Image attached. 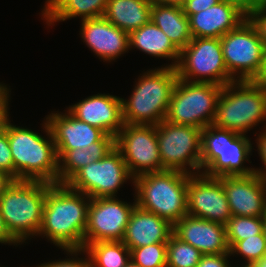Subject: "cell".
<instances>
[{"instance_id": "60d3db41", "label": "cell", "mask_w": 266, "mask_h": 267, "mask_svg": "<svg viewBox=\"0 0 266 267\" xmlns=\"http://www.w3.org/2000/svg\"><path fill=\"white\" fill-rule=\"evenodd\" d=\"M0 243L8 244H18L8 233L5 228L1 213H0Z\"/></svg>"}, {"instance_id": "277c9868", "label": "cell", "mask_w": 266, "mask_h": 267, "mask_svg": "<svg viewBox=\"0 0 266 267\" xmlns=\"http://www.w3.org/2000/svg\"><path fill=\"white\" fill-rule=\"evenodd\" d=\"M51 185L44 181L14 180L0 197L5 228L17 243L38 235L46 193Z\"/></svg>"}, {"instance_id": "1f68e13d", "label": "cell", "mask_w": 266, "mask_h": 267, "mask_svg": "<svg viewBox=\"0 0 266 267\" xmlns=\"http://www.w3.org/2000/svg\"><path fill=\"white\" fill-rule=\"evenodd\" d=\"M167 243L130 249V259L141 267H166Z\"/></svg>"}, {"instance_id": "836d02e7", "label": "cell", "mask_w": 266, "mask_h": 267, "mask_svg": "<svg viewBox=\"0 0 266 267\" xmlns=\"http://www.w3.org/2000/svg\"><path fill=\"white\" fill-rule=\"evenodd\" d=\"M247 18L255 26L266 48V10H249Z\"/></svg>"}, {"instance_id": "e575fe53", "label": "cell", "mask_w": 266, "mask_h": 267, "mask_svg": "<svg viewBox=\"0 0 266 267\" xmlns=\"http://www.w3.org/2000/svg\"><path fill=\"white\" fill-rule=\"evenodd\" d=\"M230 253L224 254H203L196 267H231L227 258Z\"/></svg>"}, {"instance_id": "9a60e30c", "label": "cell", "mask_w": 266, "mask_h": 267, "mask_svg": "<svg viewBox=\"0 0 266 267\" xmlns=\"http://www.w3.org/2000/svg\"><path fill=\"white\" fill-rule=\"evenodd\" d=\"M187 214L226 225L232 217L222 177L190 175L187 183Z\"/></svg>"}, {"instance_id": "4316f807", "label": "cell", "mask_w": 266, "mask_h": 267, "mask_svg": "<svg viewBox=\"0 0 266 267\" xmlns=\"http://www.w3.org/2000/svg\"><path fill=\"white\" fill-rule=\"evenodd\" d=\"M108 0H47L42 11L47 24L81 17L82 20L104 16Z\"/></svg>"}, {"instance_id": "f1b7e54d", "label": "cell", "mask_w": 266, "mask_h": 267, "mask_svg": "<svg viewBox=\"0 0 266 267\" xmlns=\"http://www.w3.org/2000/svg\"><path fill=\"white\" fill-rule=\"evenodd\" d=\"M203 254L174 233L168 239L166 267H196Z\"/></svg>"}, {"instance_id": "4dcf8cb0", "label": "cell", "mask_w": 266, "mask_h": 267, "mask_svg": "<svg viewBox=\"0 0 266 267\" xmlns=\"http://www.w3.org/2000/svg\"><path fill=\"white\" fill-rule=\"evenodd\" d=\"M230 255L240 254L247 263L242 267H250L253 263L266 257V239L264 232L241 241H236L229 248Z\"/></svg>"}, {"instance_id": "d4e9b609", "label": "cell", "mask_w": 266, "mask_h": 267, "mask_svg": "<svg viewBox=\"0 0 266 267\" xmlns=\"http://www.w3.org/2000/svg\"><path fill=\"white\" fill-rule=\"evenodd\" d=\"M151 21L168 36L179 51L192 40L189 17L180 6L152 2Z\"/></svg>"}, {"instance_id": "6da1fadb", "label": "cell", "mask_w": 266, "mask_h": 267, "mask_svg": "<svg viewBox=\"0 0 266 267\" xmlns=\"http://www.w3.org/2000/svg\"><path fill=\"white\" fill-rule=\"evenodd\" d=\"M90 200L66 184H52L46 193L38 235L62 249L84 248Z\"/></svg>"}, {"instance_id": "7dc6e473", "label": "cell", "mask_w": 266, "mask_h": 267, "mask_svg": "<svg viewBox=\"0 0 266 267\" xmlns=\"http://www.w3.org/2000/svg\"><path fill=\"white\" fill-rule=\"evenodd\" d=\"M124 267H141L140 265L134 263L131 259L128 261V263Z\"/></svg>"}, {"instance_id": "8992f818", "label": "cell", "mask_w": 266, "mask_h": 267, "mask_svg": "<svg viewBox=\"0 0 266 267\" xmlns=\"http://www.w3.org/2000/svg\"><path fill=\"white\" fill-rule=\"evenodd\" d=\"M232 130L215 127L202 129L201 169L208 177L248 176L254 168L244 167L252 151L250 139Z\"/></svg>"}, {"instance_id": "bcb514c9", "label": "cell", "mask_w": 266, "mask_h": 267, "mask_svg": "<svg viewBox=\"0 0 266 267\" xmlns=\"http://www.w3.org/2000/svg\"><path fill=\"white\" fill-rule=\"evenodd\" d=\"M250 267H266V257L260 259L259 261L253 263Z\"/></svg>"}, {"instance_id": "d590c367", "label": "cell", "mask_w": 266, "mask_h": 267, "mask_svg": "<svg viewBox=\"0 0 266 267\" xmlns=\"http://www.w3.org/2000/svg\"><path fill=\"white\" fill-rule=\"evenodd\" d=\"M219 2L220 0H186L182 9L183 12L190 17L192 14L204 11Z\"/></svg>"}, {"instance_id": "603a6c76", "label": "cell", "mask_w": 266, "mask_h": 267, "mask_svg": "<svg viewBox=\"0 0 266 267\" xmlns=\"http://www.w3.org/2000/svg\"><path fill=\"white\" fill-rule=\"evenodd\" d=\"M114 147L115 137L105 134L98 142L90 144L87 148L56 150L58 157V183L65 184L79 169L101 160Z\"/></svg>"}, {"instance_id": "7bdbcfd3", "label": "cell", "mask_w": 266, "mask_h": 267, "mask_svg": "<svg viewBox=\"0 0 266 267\" xmlns=\"http://www.w3.org/2000/svg\"><path fill=\"white\" fill-rule=\"evenodd\" d=\"M239 7L246 15H248L252 0H220Z\"/></svg>"}, {"instance_id": "f35d334b", "label": "cell", "mask_w": 266, "mask_h": 267, "mask_svg": "<svg viewBox=\"0 0 266 267\" xmlns=\"http://www.w3.org/2000/svg\"><path fill=\"white\" fill-rule=\"evenodd\" d=\"M9 89L6 85L0 84V120H3L8 114Z\"/></svg>"}, {"instance_id": "f6af8a7d", "label": "cell", "mask_w": 266, "mask_h": 267, "mask_svg": "<svg viewBox=\"0 0 266 267\" xmlns=\"http://www.w3.org/2000/svg\"><path fill=\"white\" fill-rule=\"evenodd\" d=\"M250 10H266V0H252Z\"/></svg>"}, {"instance_id": "7402d4cb", "label": "cell", "mask_w": 266, "mask_h": 267, "mask_svg": "<svg viewBox=\"0 0 266 267\" xmlns=\"http://www.w3.org/2000/svg\"><path fill=\"white\" fill-rule=\"evenodd\" d=\"M173 225L156 214L136 205L131 213L122 242L135 249L154 243H167Z\"/></svg>"}, {"instance_id": "30bf717a", "label": "cell", "mask_w": 266, "mask_h": 267, "mask_svg": "<svg viewBox=\"0 0 266 267\" xmlns=\"http://www.w3.org/2000/svg\"><path fill=\"white\" fill-rule=\"evenodd\" d=\"M157 140L162 171L175 170L190 175L202 172V129L163 120L157 125ZM187 166L197 172L188 170Z\"/></svg>"}, {"instance_id": "f546056e", "label": "cell", "mask_w": 266, "mask_h": 267, "mask_svg": "<svg viewBox=\"0 0 266 267\" xmlns=\"http://www.w3.org/2000/svg\"><path fill=\"white\" fill-rule=\"evenodd\" d=\"M263 232V217L232 216L226 224V240L230 248L236 241Z\"/></svg>"}, {"instance_id": "2e32d148", "label": "cell", "mask_w": 266, "mask_h": 267, "mask_svg": "<svg viewBox=\"0 0 266 267\" xmlns=\"http://www.w3.org/2000/svg\"><path fill=\"white\" fill-rule=\"evenodd\" d=\"M222 184L232 216L266 215V180L259 175L224 176Z\"/></svg>"}, {"instance_id": "484cf974", "label": "cell", "mask_w": 266, "mask_h": 267, "mask_svg": "<svg viewBox=\"0 0 266 267\" xmlns=\"http://www.w3.org/2000/svg\"><path fill=\"white\" fill-rule=\"evenodd\" d=\"M132 46L155 57L172 59L174 63L168 67L176 68L178 64L180 51L152 21L129 34V49Z\"/></svg>"}, {"instance_id": "b9f144b4", "label": "cell", "mask_w": 266, "mask_h": 267, "mask_svg": "<svg viewBox=\"0 0 266 267\" xmlns=\"http://www.w3.org/2000/svg\"><path fill=\"white\" fill-rule=\"evenodd\" d=\"M14 178L4 171H0V197L7 188L14 182Z\"/></svg>"}, {"instance_id": "cb8c5ba5", "label": "cell", "mask_w": 266, "mask_h": 267, "mask_svg": "<svg viewBox=\"0 0 266 267\" xmlns=\"http://www.w3.org/2000/svg\"><path fill=\"white\" fill-rule=\"evenodd\" d=\"M152 0H108L104 17L130 34L151 21Z\"/></svg>"}, {"instance_id": "e0dca14e", "label": "cell", "mask_w": 266, "mask_h": 267, "mask_svg": "<svg viewBox=\"0 0 266 267\" xmlns=\"http://www.w3.org/2000/svg\"><path fill=\"white\" fill-rule=\"evenodd\" d=\"M77 119L116 136L124 126L121 98L109 94H96L68 108Z\"/></svg>"}, {"instance_id": "83f0119b", "label": "cell", "mask_w": 266, "mask_h": 267, "mask_svg": "<svg viewBox=\"0 0 266 267\" xmlns=\"http://www.w3.org/2000/svg\"><path fill=\"white\" fill-rule=\"evenodd\" d=\"M69 255H89L91 267H124L130 260V249L122 241L89 243L82 249H63ZM78 253V254H77Z\"/></svg>"}, {"instance_id": "3957f363", "label": "cell", "mask_w": 266, "mask_h": 267, "mask_svg": "<svg viewBox=\"0 0 266 267\" xmlns=\"http://www.w3.org/2000/svg\"><path fill=\"white\" fill-rule=\"evenodd\" d=\"M177 80L176 69L168 66L144 72L129 100L121 98L124 124L158 125L165 120Z\"/></svg>"}, {"instance_id": "d6986e66", "label": "cell", "mask_w": 266, "mask_h": 267, "mask_svg": "<svg viewBox=\"0 0 266 267\" xmlns=\"http://www.w3.org/2000/svg\"><path fill=\"white\" fill-rule=\"evenodd\" d=\"M81 22L82 39L97 57L112 61L129 50V34L111 24L104 16Z\"/></svg>"}, {"instance_id": "c3c4849f", "label": "cell", "mask_w": 266, "mask_h": 267, "mask_svg": "<svg viewBox=\"0 0 266 267\" xmlns=\"http://www.w3.org/2000/svg\"><path fill=\"white\" fill-rule=\"evenodd\" d=\"M263 232L266 239V215L263 217Z\"/></svg>"}, {"instance_id": "ffe728a7", "label": "cell", "mask_w": 266, "mask_h": 267, "mask_svg": "<svg viewBox=\"0 0 266 267\" xmlns=\"http://www.w3.org/2000/svg\"><path fill=\"white\" fill-rule=\"evenodd\" d=\"M247 15L237 6L219 2L189 17L192 38H221L236 29Z\"/></svg>"}, {"instance_id": "4fadbf2b", "label": "cell", "mask_w": 266, "mask_h": 267, "mask_svg": "<svg viewBox=\"0 0 266 267\" xmlns=\"http://www.w3.org/2000/svg\"><path fill=\"white\" fill-rule=\"evenodd\" d=\"M115 147L120 151L134 178L145 173L162 171L157 125L124 124L115 136Z\"/></svg>"}, {"instance_id": "5b68a950", "label": "cell", "mask_w": 266, "mask_h": 267, "mask_svg": "<svg viewBox=\"0 0 266 267\" xmlns=\"http://www.w3.org/2000/svg\"><path fill=\"white\" fill-rule=\"evenodd\" d=\"M190 174L163 170L134 178L136 204L175 225L187 215V183Z\"/></svg>"}, {"instance_id": "74e56055", "label": "cell", "mask_w": 266, "mask_h": 267, "mask_svg": "<svg viewBox=\"0 0 266 267\" xmlns=\"http://www.w3.org/2000/svg\"><path fill=\"white\" fill-rule=\"evenodd\" d=\"M266 128V127H265ZM257 147L259 151L260 158L264 164V170L262 169H255L254 173L259 175L262 179L266 180V129L262 133L258 135L257 138Z\"/></svg>"}, {"instance_id": "ab89813d", "label": "cell", "mask_w": 266, "mask_h": 267, "mask_svg": "<svg viewBox=\"0 0 266 267\" xmlns=\"http://www.w3.org/2000/svg\"><path fill=\"white\" fill-rule=\"evenodd\" d=\"M252 81L266 87V48L264 50L261 68L257 76Z\"/></svg>"}, {"instance_id": "ac0fdd59", "label": "cell", "mask_w": 266, "mask_h": 267, "mask_svg": "<svg viewBox=\"0 0 266 267\" xmlns=\"http://www.w3.org/2000/svg\"><path fill=\"white\" fill-rule=\"evenodd\" d=\"M173 233L202 254L230 253L226 225L187 214L173 226Z\"/></svg>"}, {"instance_id": "44dd1931", "label": "cell", "mask_w": 266, "mask_h": 267, "mask_svg": "<svg viewBox=\"0 0 266 267\" xmlns=\"http://www.w3.org/2000/svg\"><path fill=\"white\" fill-rule=\"evenodd\" d=\"M56 150H73L87 148L98 142L105 133L94 126L67 113H51L46 117Z\"/></svg>"}, {"instance_id": "8fae6325", "label": "cell", "mask_w": 266, "mask_h": 267, "mask_svg": "<svg viewBox=\"0 0 266 267\" xmlns=\"http://www.w3.org/2000/svg\"><path fill=\"white\" fill-rule=\"evenodd\" d=\"M220 42L230 76L237 81L253 80L261 68L265 46L251 21L247 18Z\"/></svg>"}, {"instance_id": "7a4b0ae2", "label": "cell", "mask_w": 266, "mask_h": 267, "mask_svg": "<svg viewBox=\"0 0 266 267\" xmlns=\"http://www.w3.org/2000/svg\"><path fill=\"white\" fill-rule=\"evenodd\" d=\"M8 117L0 124L7 131L14 162V179L57 184L58 157L47 120L43 126L48 139L31 129L12 125Z\"/></svg>"}, {"instance_id": "8d00e7d4", "label": "cell", "mask_w": 266, "mask_h": 267, "mask_svg": "<svg viewBox=\"0 0 266 267\" xmlns=\"http://www.w3.org/2000/svg\"><path fill=\"white\" fill-rule=\"evenodd\" d=\"M88 258H85V260L83 258H78V259H74V258H69V259H65V260H57V261H52V262H47V263H42L41 265H39L38 267H91V261L89 258V255L87 256Z\"/></svg>"}, {"instance_id": "5bb4252c", "label": "cell", "mask_w": 266, "mask_h": 267, "mask_svg": "<svg viewBox=\"0 0 266 267\" xmlns=\"http://www.w3.org/2000/svg\"><path fill=\"white\" fill-rule=\"evenodd\" d=\"M116 197L91 198L88 207L84 248L89 243L122 241L131 213L136 206Z\"/></svg>"}, {"instance_id": "7c38bea8", "label": "cell", "mask_w": 266, "mask_h": 267, "mask_svg": "<svg viewBox=\"0 0 266 267\" xmlns=\"http://www.w3.org/2000/svg\"><path fill=\"white\" fill-rule=\"evenodd\" d=\"M130 178L134 181L120 151L114 147L101 160L79 169L65 184L90 198L115 197Z\"/></svg>"}, {"instance_id": "ee69618b", "label": "cell", "mask_w": 266, "mask_h": 267, "mask_svg": "<svg viewBox=\"0 0 266 267\" xmlns=\"http://www.w3.org/2000/svg\"><path fill=\"white\" fill-rule=\"evenodd\" d=\"M186 0H152V2L161 4V5H171V6H180L184 5Z\"/></svg>"}, {"instance_id": "9c48e42d", "label": "cell", "mask_w": 266, "mask_h": 267, "mask_svg": "<svg viewBox=\"0 0 266 267\" xmlns=\"http://www.w3.org/2000/svg\"><path fill=\"white\" fill-rule=\"evenodd\" d=\"M175 69L178 78L188 82L224 86L235 81L227 71L220 38H192L180 51Z\"/></svg>"}, {"instance_id": "d6a6232c", "label": "cell", "mask_w": 266, "mask_h": 267, "mask_svg": "<svg viewBox=\"0 0 266 267\" xmlns=\"http://www.w3.org/2000/svg\"><path fill=\"white\" fill-rule=\"evenodd\" d=\"M0 171H4L14 178V162L8 141L7 131L0 124Z\"/></svg>"}, {"instance_id": "ba28073f", "label": "cell", "mask_w": 266, "mask_h": 267, "mask_svg": "<svg viewBox=\"0 0 266 267\" xmlns=\"http://www.w3.org/2000/svg\"><path fill=\"white\" fill-rule=\"evenodd\" d=\"M222 89L223 86L214 83L188 82L178 78L165 120L204 129L213 124Z\"/></svg>"}, {"instance_id": "52a82bcc", "label": "cell", "mask_w": 266, "mask_h": 267, "mask_svg": "<svg viewBox=\"0 0 266 267\" xmlns=\"http://www.w3.org/2000/svg\"><path fill=\"white\" fill-rule=\"evenodd\" d=\"M261 121H266L265 86L252 80H235L223 86L213 121L215 127L245 134Z\"/></svg>"}]
</instances>
